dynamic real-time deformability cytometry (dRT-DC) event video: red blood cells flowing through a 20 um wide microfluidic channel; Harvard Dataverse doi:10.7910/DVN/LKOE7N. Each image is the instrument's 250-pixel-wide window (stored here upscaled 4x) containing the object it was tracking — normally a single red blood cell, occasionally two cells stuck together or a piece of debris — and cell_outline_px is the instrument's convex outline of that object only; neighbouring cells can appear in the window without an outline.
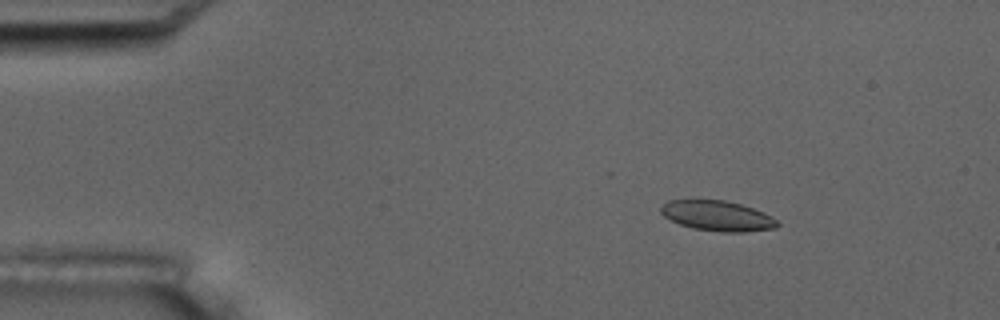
{"species": "common noctule bat (a hibernating species)", "species_latin": "Nyctalus noctula", "temperature_condition": "room temperature", "stored_images_in_passage": 7, "camera_frame_rate_fps": 3000, "um_per_image_px": 0.085, "animal": {"sex": "male", "body_mass_g": 17.5, "forearm_length_mm": 52.3}, "frame": {"image": 1, "passage_image": 3, "time_ms": 2.667, "image_size_px": [1000, 320], "cell_outline_px": [[780, 224], [776, 228], [744, 232], [720, 232], [692, 228], [680, 224], [664, 216], [660, 212], [660, 208], [668, 200], [724, 200], [740, 204], [764, 212], [772, 216]], "centroid_in_image_um": [61.0, 18.35], "position_along_channel_um": 24.0, "area_um2": 20.46}}